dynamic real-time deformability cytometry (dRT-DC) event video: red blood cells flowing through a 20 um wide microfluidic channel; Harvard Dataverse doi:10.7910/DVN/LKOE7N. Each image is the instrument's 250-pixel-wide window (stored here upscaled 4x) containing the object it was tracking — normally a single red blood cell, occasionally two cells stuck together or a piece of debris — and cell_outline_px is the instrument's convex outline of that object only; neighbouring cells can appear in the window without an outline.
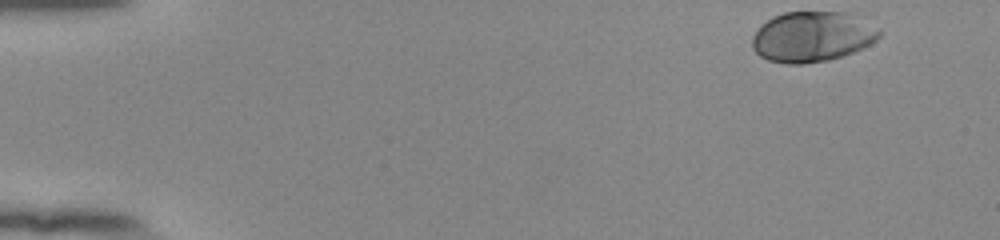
{"species": "human", "species_latin": "Homo sapiens", "temperature_condition": "room temperature", "stored_images_in_passage": 51, "camera_frame_rate_fps": 3000, "um_per_image_px": 0.085, "donor": {"sex": "female"}, "frame": {"image": 1, "passage_image": 1, "time_ms": 0.0, "image_size_px": [1000, 240], "cell_outline_px": [[880, 36], [876, 40], [852, 52], [828, 60], [804, 64], [788, 64], [768, 60], [760, 56], [752, 48], [752, 36], [760, 24], [772, 16], [784, 12], [848, 12], [880, 28]], "centroid_in_image_um": [69.0, 3.11], "position_along_channel_um": 16.0, "area_um2": 37.4}}
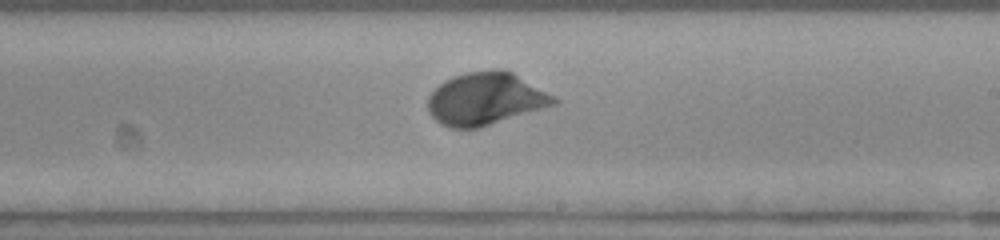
{"frame": {"image": 2, "passage_image": 30, "time_ms": 9.667, "image_size_px": [1000, 240], "cell_outline_px": [[560, 100], [556, 104], [480, 128], [452, 128], [440, 124], [428, 112], [428, 96], [444, 80], [452, 76], [468, 72], [496, 68], [504, 68], [512, 72]], "centroid_in_image_um": [41.25, 8.39], "position_along_channel_um": 247.8, "area_um2": 38.49}}
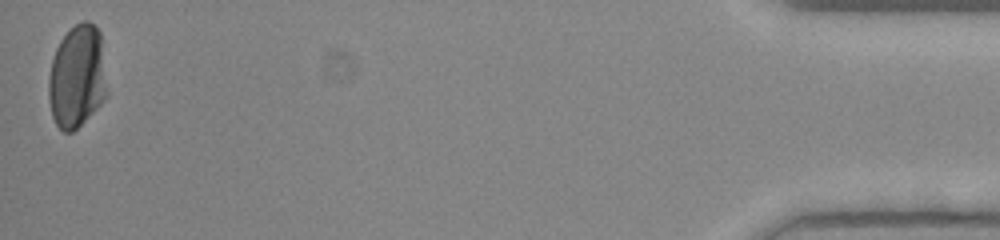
{"frame": {"image": 3, "passage_image": 51, "time_ms": 16.667, "image_size_px": [1000, 240], "cell_outline_px": [[104, 100], [72, 132], [64, 132], [56, 124], [52, 116], [48, 96], [48, 80], [52, 60], [56, 48], [60, 40], [76, 24], [84, 20], [88, 20], [100, 32], [104, 92]], "centroid_in_image_um": [6.49, 6.52], "position_along_channel_um": 428.7, "area_um2": 33.93}, "authors_computed_cell_mechanics": {"area_um2": 35.6048, "velocity_mm_per_s": 3.7798, "shape_relaxation_time_tau1_ms": 2.2161, "shape_relaxation_time_tau2_ms": null, "deformation_change_tau1": 0.1364, "deformation_change_tau2": null}}